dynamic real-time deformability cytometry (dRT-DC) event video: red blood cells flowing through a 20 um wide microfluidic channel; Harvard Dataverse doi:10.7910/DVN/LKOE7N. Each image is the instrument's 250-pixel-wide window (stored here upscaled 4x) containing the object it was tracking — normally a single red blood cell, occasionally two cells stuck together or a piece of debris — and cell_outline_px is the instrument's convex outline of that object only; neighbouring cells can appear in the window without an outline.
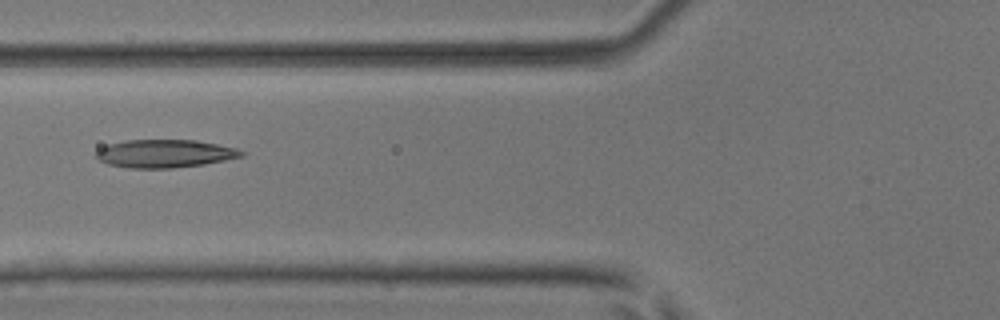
{"species": "common noctule bat (a hibernating species)", "species_latin": "Nyctalus noctula", "temperature_condition": "room temperature", "stored_images_in_passage": 5, "camera_frame_rate_fps": 3000, "um_per_image_px": 0.085, "animal": {"sex": "male", "body_mass_g": 17.9, "forearm_length_mm": 54.2}, "frame": {"image": 1, "passage_image": 5, "time_ms": 1.333, "image_size_px": [1000, 320], "cell_outline_px": [[244, 156], [204, 164], [172, 168], [128, 168], [108, 164], [100, 160], [96, 156], [96, 152], [100, 148], [108, 144], [124, 140], [196, 140], [236, 148], [244, 152]], "centroid_in_image_um": [13.99, 13.05], "position_along_channel_um": 111.8, "area_um2": 23.64}}